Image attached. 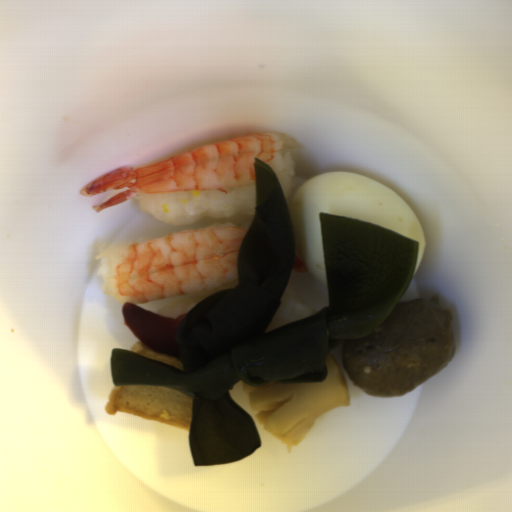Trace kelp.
Returning <instances> with one entry per match:
<instances>
[{
    "instance_id": "1",
    "label": "kelp",
    "mask_w": 512,
    "mask_h": 512,
    "mask_svg": "<svg viewBox=\"0 0 512 512\" xmlns=\"http://www.w3.org/2000/svg\"><path fill=\"white\" fill-rule=\"evenodd\" d=\"M256 210L240 246L238 284L195 304L174 341L182 370L135 352H111L114 385L183 387L193 396L189 427L194 465L244 459L260 448L252 417L230 396L240 381L323 382L331 339H360L402 301L419 242L355 218L319 212L327 307L267 331L297 253L289 203L278 175L254 158Z\"/></svg>"
}]
</instances>
